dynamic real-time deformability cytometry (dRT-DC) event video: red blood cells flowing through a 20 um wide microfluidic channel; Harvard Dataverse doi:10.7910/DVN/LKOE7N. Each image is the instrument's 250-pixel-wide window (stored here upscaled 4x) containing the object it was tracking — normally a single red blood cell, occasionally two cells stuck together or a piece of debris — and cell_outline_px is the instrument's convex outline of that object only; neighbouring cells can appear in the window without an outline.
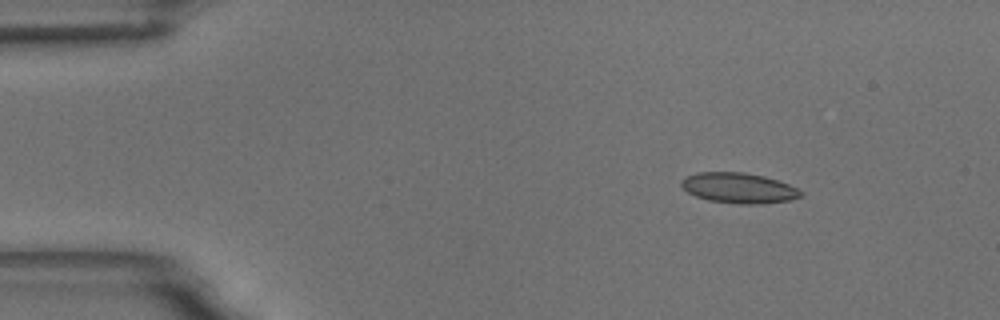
{"species": "common noctule bat (a hibernating species)", "species_latin": "Nyctalus noctula", "temperature_condition": "room temperature", "stored_images_in_passage": 5, "camera_frame_rate_fps": 3000, "um_per_image_px": 0.085, "animal": {"sex": "male", "body_mass_g": 18.8}, "frame": {"image": 1, "passage_image": 1, "time_ms": 0.0, "image_size_px": [1000, 320], "cell_outline_px": [[804, 196], [788, 200], [756, 204], [740, 204], [708, 200], [696, 196], [688, 192], [680, 184], [680, 180], [684, 176], [696, 172], [744, 172], [764, 176], [788, 184], [804, 192]], "centroid_in_image_um": [62.77, 15.97], "position_along_channel_um": 22.2, "area_um2": 21.15}}